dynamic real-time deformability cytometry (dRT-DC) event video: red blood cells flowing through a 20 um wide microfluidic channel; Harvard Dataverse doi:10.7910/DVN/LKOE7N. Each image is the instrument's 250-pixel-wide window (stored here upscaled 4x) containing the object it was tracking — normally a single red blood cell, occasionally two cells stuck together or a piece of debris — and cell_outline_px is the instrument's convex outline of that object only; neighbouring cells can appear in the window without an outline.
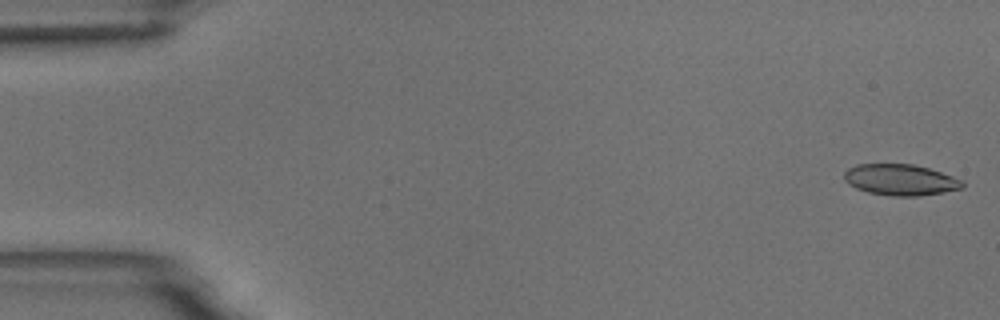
{"species": "common noctule bat (a hibernating species)", "species_latin": "Nyctalus noctula", "temperature_condition": "room temperature", "stored_images_in_passage": 53, "camera_frame_rate_fps": 3000, "um_per_image_px": 0.085, "animal": {"sex": "male", "body_mass_g": 18.8}, "frame": {"image": 1, "passage_image": 1, "time_ms": 0.0, "image_size_px": [1000, 320], "cell_outline_px": [[964, 188], [944, 192], [920, 196], [892, 196], [868, 192], [856, 188], [848, 184], [844, 180], [844, 172], [848, 168], [856, 164], [912, 164], [928, 168], [964, 180]], "centroid_in_image_um": [76.54, 15.29], "position_along_channel_um": 8.5, "area_um2": 21.56}}
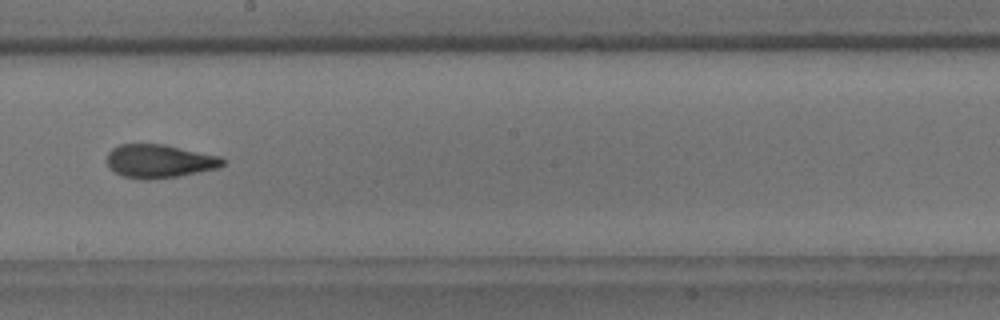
{"frame": {"image": 2, "passage_image": 30, "time_ms": 9.667, "image_size_px": [1000, 320], "cell_outline_px": [[224, 164], [220, 168], [176, 176], [148, 180], [144, 180], [124, 176], [116, 172], [108, 164], [108, 152], [112, 148], [120, 144], [164, 144], [220, 156], [224, 160]], "centroid_in_image_um": [13.57, 13.69], "position_along_channel_um": 234.6, "area_um2": 22.37}}
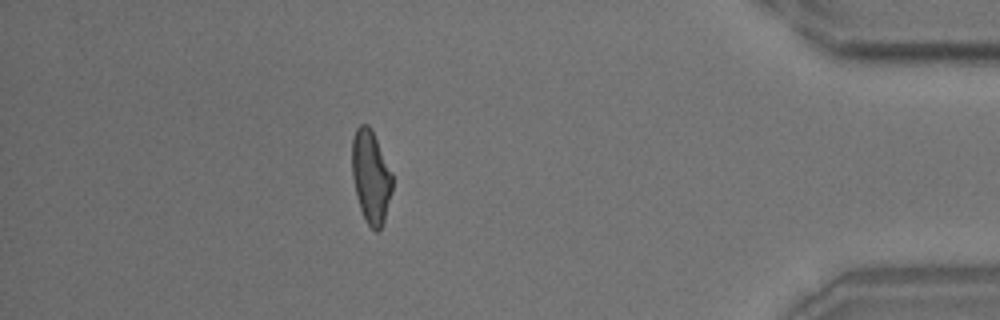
{"frame": {"image": 3, "passage_image": 47, "time_ms": 15.333, "image_size_px": [1000, 320], "cell_outline_px": [[392, 192], [384, 220], [380, 228], [376, 232], [368, 224], [360, 208], [356, 196], [352, 176], [352, 140], [356, 128], [360, 124], [368, 124], [372, 128], [392, 172]], "centroid_in_image_um": [31.52, 14.97], "position_along_channel_um": 403.7, "area_um2": 21.91}, "authors_computed_cell_mechanics": {"area_um2": 22.3108, "velocity_mm_per_s": 3.7653, "shape_relaxation_time_tau1_ms": 6.0982, "shape_relaxation_time_tau2_ms": 2.0128, "deformation_change_tau1": 0.1613, "deformation_change_tau2": 0.0915}}